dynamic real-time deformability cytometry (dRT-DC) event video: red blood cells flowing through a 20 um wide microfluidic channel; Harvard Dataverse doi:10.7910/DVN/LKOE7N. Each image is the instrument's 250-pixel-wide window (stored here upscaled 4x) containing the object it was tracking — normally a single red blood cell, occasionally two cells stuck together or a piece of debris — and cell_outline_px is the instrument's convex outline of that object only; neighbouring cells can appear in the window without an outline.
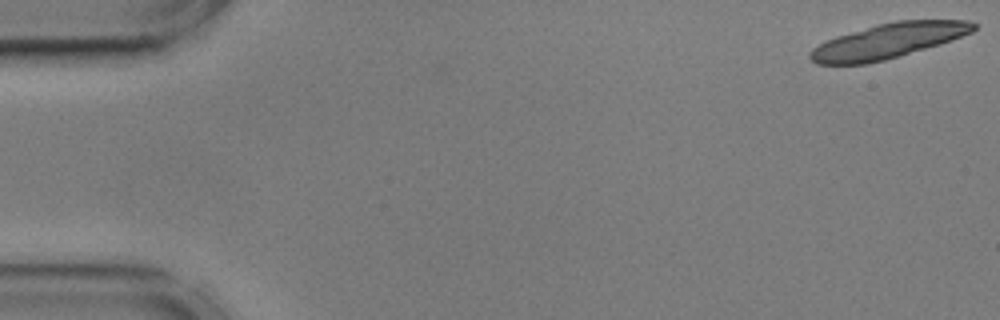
{"species": "common noctule bat (a hibernating species)", "species_latin": "Nyctalus noctula", "temperature_condition": "cold", "stored_images_in_passage": 12, "camera_frame_rate_fps": 3000, "um_per_image_px": 0.085, "animal": {"sex": "male", "body_mass_g": 17.9, "forearm_length_mm": 54.2}, "frame": {"image": 1, "passage_image": 1, "time_ms": 0.0, "image_size_px": [1000, 320], "cell_outline_px": [[976, 28], [972, 32], [940, 44], [884, 60], [864, 64], [816, 64], [808, 56], [812, 48], [836, 36], [876, 24], [896, 20], [968, 20], [976, 24]], "centroid_in_image_um": [75.49, 3.47], "position_along_channel_um": 9.5, "area_um2": 33.0}}